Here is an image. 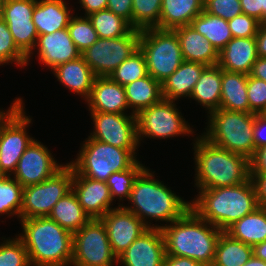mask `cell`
<instances>
[{"instance_id": "cell-37", "label": "cell", "mask_w": 266, "mask_h": 266, "mask_svg": "<svg viewBox=\"0 0 266 266\" xmlns=\"http://www.w3.org/2000/svg\"><path fill=\"white\" fill-rule=\"evenodd\" d=\"M147 65L144 54L140 49L124 60L109 76L123 87L147 75Z\"/></svg>"}, {"instance_id": "cell-29", "label": "cell", "mask_w": 266, "mask_h": 266, "mask_svg": "<svg viewBox=\"0 0 266 266\" xmlns=\"http://www.w3.org/2000/svg\"><path fill=\"white\" fill-rule=\"evenodd\" d=\"M124 88L128 106L134 115L163 99L161 83L149 74L125 85Z\"/></svg>"}, {"instance_id": "cell-22", "label": "cell", "mask_w": 266, "mask_h": 266, "mask_svg": "<svg viewBox=\"0 0 266 266\" xmlns=\"http://www.w3.org/2000/svg\"><path fill=\"white\" fill-rule=\"evenodd\" d=\"M180 42L182 56L185 61H192L206 66L218 64L219 52L191 25L173 29Z\"/></svg>"}, {"instance_id": "cell-14", "label": "cell", "mask_w": 266, "mask_h": 266, "mask_svg": "<svg viewBox=\"0 0 266 266\" xmlns=\"http://www.w3.org/2000/svg\"><path fill=\"white\" fill-rule=\"evenodd\" d=\"M90 113L94 130L88 138L127 150L139 148L136 116L134 114Z\"/></svg>"}, {"instance_id": "cell-28", "label": "cell", "mask_w": 266, "mask_h": 266, "mask_svg": "<svg viewBox=\"0 0 266 266\" xmlns=\"http://www.w3.org/2000/svg\"><path fill=\"white\" fill-rule=\"evenodd\" d=\"M222 69L220 66H207L196 85L193 88L190 98L208 110L207 115L220 108L221 101Z\"/></svg>"}, {"instance_id": "cell-26", "label": "cell", "mask_w": 266, "mask_h": 266, "mask_svg": "<svg viewBox=\"0 0 266 266\" xmlns=\"http://www.w3.org/2000/svg\"><path fill=\"white\" fill-rule=\"evenodd\" d=\"M204 10V0H162L159 29L190 25Z\"/></svg>"}, {"instance_id": "cell-23", "label": "cell", "mask_w": 266, "mask_h": 266, "mask_svg": "<svg viewBox=\"0 0 266 266\" xmlns=\"http://www.w3.org/2000/svg\"><path fill=\"white\" fill-rule=\"evenodd\" d=\"M72 17L64 0H36L32 21L38 35H44L67 28Z\"/></svg>"}, {"instance_id": "cell-53", "label": "cell", "mask_w": 266, "mask_h": 266, "mask_svg": "<svg viewBox=\"0 0 266 266\" xmlns=\"http://www.w3.org/2000/svg\"><path fill=\"white\" fill-rule=\"evenodd\" d=\"M78 3L85 11L84 15L88 16L91 13L106 9L108 0H79Z\"/></svg>"}, {"instance_id": "cell-40", "label": "cell", "mask_w": 266, "mask_h": 266, "mask_svg": "<svg viewBox=\"0 0 266 266\" xmlns=\"http://www.w3.org/2000/svg\"><path fill=\"white\" fill-rule=\"evenodd\" d=\"M13 62L24 68L27 66V56L16 46L7 24L0 19V66Z\"/></svg>"}, {"instance_id": "cell-21", "label": "cell", "mask_w": 266, "mask_h": 266, "mask_svg": "<svg viewBox=\"0 0 266 266\" xmlns=\"http://www.w3.org/2000/svg\"><path fill=\"white\" fill-rule=\"evenodd\" d=\"M257 58L255 37L232 38L219 52L218 65L229 72L249 75Z\"/></svg>"}, {"instance_id": "cell-6", "label": "cell", "mask_w": 266, "mask_h": 266, "mask_svg": "<svg viewBox=\"0 0 266 266\" xmlns=\"http://www.w3.org/2000/svg\"><path fill=\"white\" fill-rule=\"evenodd\" d=\"M207 118L206 132L201 134L205 139L230 152L244 155L249 160L254 156V113L219 108L211 111Z\"/></svg>"}, {"instance_id": "cell-52", "label": "cell", "mask_w": 266, "mask_h": 266, "mask_svg": "<svg viewBox=\"0 0 266 266\" xmlns=\"http://www.w3.org/2000/svg\"><path fill=\"white\" fill-rule=\"evenodd\" d=\"M162 266H203L200 262L188 257L165 255Z\"/></svg>"}, {"instance_id": "cell-46", "label": "cell", "mask_w": 266, "mask_h": 266, "mask_svg": "<svg viewBox=\"0 0 266 266\" xmlns=\"http://www.w3.org/2000/svg\"><path fill=\"white\" fill-rule=\"evenodd\" d=\"M227 22L233 38L255 37L261 23L256 18L243 13L235 16L233 19L228 20Z\"/></svg>"}, {"instance_id": "cell-58", "label": "cell", "mask_w": 266, "mask_h": 266, "mask_svg": "<svg viewBox=\"0 0 266 266\" xmlns=\"http://www.w3.org/2000/svg\"><path fill=\"white\" fill-rule=\"evenodd\" d=\"M6 0H0V19L3 17L4 5Z\"/></svg>"}, {"instance_id": "cell-43", "label": "cell", "mask_w": 266, "mask_h": 266, "mask_svg": "<svg viewBox=\"0 0 266 266\" xmlns=\"http://www.w3.org/2000/svg\"><path fill=\"white\" fill-rule=\"evenodd\" d=\"M36 0H6L2 19L6 24L32 22Z\"/></svg>"}, {"instance_id": "cell-36", "label": "cell", "mask_w": 266, "mask_h": 266, "mask_svg": "<svg viewBox=\"0 0 266 266\" xmlns=\"http://www.w3.org/2000/svg\"><path fill=\"white\" fill-rule=\"evenodd\" d=\"M162 0H133L132 27L137 30L159 28Z\"/></svg>"}, {"instance_id": "cell-18", "label": "cell", "mask_w": 266, "mask_h": 266, "mask_svg": "<svg viewBox=\"0 0 266 266\" xmlns=\"http://www.w3.org/2000/svg\"><path fill=\"white\" fill-rule=\"evenodd\" d=\"M72 190L90 219H101L108 211L117 208H112L113 200L105 181L73 175Z\"/></svg>"}, {"instance_id": "cell-30", "label": "cell", "mask_w": 266, "mask_h": 266, "mask_svg": "<svg viewBox=\"0 0 266 266\" xmlns=\"http://www.w3.org/2000/svg\"><path fill=\"white\" fill-rule=\"evenodd\" d=\"M225 232L233 239L252 247L266 241V207L258 206L252 213L236 221Z\"/></svg>"}, {"instance_id": "cell-33", "label": "cell", "mask_w": 266, "mask_h": 266, "mask_svg": "<svg viewBox=\"0 0 266 266\" xmlns=\"http://www.w3.org/2000/svg\"><path fill=\"white\" fill-rule=\"evenodd\" d=\"M253 255V247L223 231L218 239L212 266H242Z\"/></svg>"}, {"instance_id": "cell-16", "label": "cell", "mask_w": 266, "mask_h": 266, "mask_svg": "<svg viewBox=\"0 0 266 266\" xmlns=\"http://www.w3.org/2000/svg\"><path fill=\"white\" fill-rule=\"evenodd\" d=\"M110 246L117 258L135 241L148 227L133 213L119 203L118 207L108 211L102 218Z\"/></svg>"}, {"instance_id": "cell-31", "label": "cell", "mask_w": 266, "mask_h": 266, "mask_svg": "<svg viewBox=\"0 0 266 266\" xmlns=\"http://www.w3.org/2000/svg\"><path fill=\"white\" fill-rule=\"evenodd\" d=\"M48 217L71 233L80 230L90 220L73 190L58 200Z\"/></svg>"}, {"instance_id": "cell-59", "label": "cell", "mask_w": 266, "mask_h": 266, "mask_svg": "<svg viewBox=\"0 0 266 266\" xmlns=\"http://www.w3.org/2000/svg\"><path fill=\"white\" fill-rule=\"evenodd\" d=\"M263 8V22H266V0H264V7Z\"/></svg>"}, {"instance_id": "cell-51", "label": "cell", "mask_w": 266, "mask_h": 266, "mask_svg": "<svg viewBox=\"0 0 266 266\" xmlns=\"http://www.w3.org/2000/svg\"><path fill=\"white\" fill-rule=\"evenodd\" d=\"M257 196V203L260 207H266V174H250Z\"/></svg>"}, {"instance_id": "cell-60", "label": "cell", "mask_w": 266, "mask_h": 266, "mask_svg": "<svg viewBox=\"0 0 266 266\" xmlns=\"http://www.w3.org/2000/svg\"><path fill=\"white\" fill-rule=\"evenodd\" d=\"M6 177V174L3 172V170L0 168V180Z\"/></svg>"}, {"instance_id": "cell-27", "label": "cell", "mask_w": 266, "mask_h": 266, "mask_svg": "<svg viewBox=\"0 0 266 266\" xmlns=\"http://www.w3.org/2000/svg\"><path fill=\"white\" fill-rule=\"evenodd\" d=\"M220 108L249 113L247 74L222 69Z\"/></svg>"}, {"instance_id": "cell-15", "label": "cell", "mask_w": 266, "mask_h": 266, "mask_svg": "<svg viewBox=\"0 0 266 266\" xmlns=\"http://www.w3.org/2000/svg\"><path fill=\"white\" fill-rule=\"evenodd\" d=\"M50 152L48 147L34 139L19 159L14 178L26 187L53 177L65 164H58Z\"/></svg>"}, {"instance_id": "cell-54", "label": "cell", "mask_w": 266, "mask_h": 266, "mask_svg": "<svg viewBox=\"0 0 266 266\" xmlns=\"http://www.w3.org/2000/svg\"><path fill=\"white\" fill-rule=\"evenodd\" d=\"M255 39L258 57L266 58V22L260 23Z\"/></svg>"}, {"instance_id": "cell-10", "label": "cell", "mask_w": 266, "mask_h": 266, "mask_svg": "<svg viewBox=\"0 0 266 266\" xmlns=\"http://www.w3.org/2000/svg\"><path fill=\"white\" fill-rule=\"evenodd\" d=\"M179 111L174 101L166 99L139 111L135 115L138 143L143 137L166 139L193 134V128Z\"/></svg>"}, {"instance_id": "cell-20", "label": "cell", "mask_w": 266, "mask_h": 266, "mask_svg": "<svg viewBox=\"0 0 266 266\" xmlns=\"http://www.w3.org/2000/svg\"><path fill=\"white\" fill-rule=\"evenodd\" d=\"M89 112L127 114L129 109L125 88L109 77H95L89 97Z\"/></svg>"}, {"instance_id": "cell-45", "label": "cell", "mask_w": 266, "mask_h": 266, "mask_svg": "<svg viewBox=\"0 0 266 266\" xmlns=\"http://www.w3.org/2000/svg\"><path fill=\"white\" fill-rule=\"evenodd\" d=\"M204 11L227 21L242 14L240 0H204Z\"/></svg>"}, {"instance_id": "cell-25", "label": "cell", "mask_w": 266, "mask_h": 266, "mask_svg": "<svg viewBox=\"0 0 266 266\" xmlns=\"http://www.w3.org/2000/svg\"><path fill=\"white\" fill-rule=\"evenodd\" d=\"M52 73L65 88L77 93L84 100L89 97L95 75L81 56L59 65Z\"/></svg>"}, {"instance_id": "cell-47", "label": "cell", "mask_w": 266, "mask_h": 266, "mask_svg": "<svg viewBox=\"0 0 266 266\" xmlns=\"http://www.w3.org/2000/svg\"><path fill=\"white\" fill-rule=\"evenodd\" d=\"M133 0H108L106 9L127 20L132 26Z\"/></svg>"}, {"instance_id": "cell-38", "label": "cell", "mask_w": 266, "mask_h": 266, "mask_svg": "<svg viewBox=\"0 0 266 266\" xmlns=\"http://www.w3.org/2000/svg\"><path fill=\"white\" fill-rule=\"evenodd\" d=\"M144 168L143 164L137 161L131 168L111 174L106 183L113 201L117 197L120 201L124 198L129 200L134 180Z\"/></svg>"}, {"instance_id": "cell-42", "label": "cell", "mask_w": 266, "mask_h": 266, "mask_svg": "<svg viewBox=\"0 0 266 266\" xmlns=\"http://www.w3.org/2000/svg\"><path fill=\"white\" fill-rule=\"evenodd\" d=\"M9 31L13 36L16 46L27 56V65L37 42L38 32L35 24L21 23V24H7Z\"/></svg>"}, {"instance_id": "cell-9", "label": "cell", "mask_w": 266, "mask_h": 266, "mask_svg": "<svg viewBox=\"0 0 266 266\" xmlns=\"http://www.w3.org/2000/svg\"><path fill=\"white\" fill-rule=\"evenodd\" d=\"M22 98H16L0 118V168L11 176L26 148L34 140L27 129L32 121L26 116Z\"/></svg>"}, {"instance_id": "cell-32", "label": "cell", "mask_w": 266, "mask_h": 266, "mask_svg": "<svg viewBox=\"0 0 266 266\" xmlns=\"http://www.w3.org/2000/svg\"><path fill=\"white\" fill-rule=\"evenodd\" d=\"M220 52L233 38L227 20L202 11L190 24Z\"/></svg>"}, {"instance_id": "cell-55", "label": "cell", "mask_w": 266, "mask_h": 266, "mask_svg": "<svg viewBox=\"0 0 266 266\" xmlns=\"http://www.w3.org/2000/svg\"><path fill=\"white\" fill-rule=\"evenodd\" d=\"M250 75L266 81V58L258 57L253 64Z\"/></svg>"}, {"instance_id": "cell-24", "label": "cell", "mask_w": 266, "mask_h": 266, "mask_svg": "<svg viewBox=\"0 0 266 266\" xmlns=\"http://www.w3.org/2000/svg\"><path fill=\"white\" fill-rule=\"evenodd\" d=\"M206 67L184 60L178 69L161 83L163 99L174 102L182 97L190 99L193 88Z\"/></svg>"}, {"instance_id": "cell-57", "label": "cell", "mask_w": 266, "mask_h": 266, "mask_svg": "<svg viewBox=\"0 0 266 266\" xmlns=\"http://www.w3.org/2000/svg\"><path fill=\"white\" fill-rule=\"evenodd\" d=\"M242 266H266V262L252 255V257Z\"/></svg>"}, {"instance_id": "cell-17", "label": "cell", "mask_w": 266, "mask_h": 266, "mask_svg": "<svg viewBox=\"0 0 266 266\" xmlns=\"http://www.w3.org/2000/svg\"><path fill=\"white\" fill-rule=\"evenodd\" d=\"M165 252L160 228H148L118 257L122 266H162Z\"/></svg>"}, {"instance_id": "cell-34", "label": "cell", "mask_w": 266, "mask_h": 266, "mask_svg": "<svg viewBox=\"0 0 266 266\" xmlns=\"http://www.w3.org/2000/svg\"><path fill=\"white\" fill-rule=\"evenodd\" d=\"M87 17L96 30L98 38H119L134 29L127 20L108 9L91 13Z\"/></svg>"}, {"instance_id": "cell-1", "label": "cell", "mask_w": 266, "mask_h": 266, "mask_svg": "<svg viewBox=\"0 0 266 266\" xmlns=\"http://www.w3.org/2000/svg\"><path fill=\"white\" fill-rule=\"evenodd\" d=\"M166 255L188 257L212 266L223 231L202 219L192 208L170 224H161Z\"/></svg>"}, {"instance_id": "cell-7", "label": "cell", "mask_w": 266, "mask_h": 266, "mask_svg": "<svg viewBox=\"0 0 266 266\" xmlns=\"http://www.w3.org/2000/svg\"><path fill=\"white\" fill-rule=\"evenodd\" d=\"M83 142L77 158L68 163L73 175L106 182L112 173L129 169L138 161V150L122 149L92 138Z\"/></svg>"}, {"instance_id": "cell-3", "label": "cell", "mask_w": 266, "mask_h": 266, "mask_svg": "<svg viewBox=\"0 0 266 266\" xmlns=\"http://www.w3.org/2000/svg\"><path fill=\"white\" fill-rule=\"evenodd\" d=\"M194 142V184L198 190L239 185L250 178V160L246 156L218 147L202 135Z\"/></svg>"}, {"instance_id": "cell-41", "label": "cell", "mask_w": 266, "mask_h": 266, "mask_svg": "<svg viewBox=\"0 0 266 266\" xmlns=\"http://www.w3.org/2000/svg\"><path fill=\"white\" fill-rule=\"evenodd\" d=\"M15 237L0 243V266H31L23 242Z\"/></svg>"}, {"instance_id": "cell-50", "label": "cell", "mask_w": 266, "mask_h": 266, "mask_svg": "<svg viewBox=\"0 0 266 266\" xmlns=\"http://www.w3.org/2000/svg\"><path fill=\"white\" fill-rule=\"evenodd\" d=\"M250 174H266V145L257 149L250 159Z\"/></svg>"}, {"instance_id": "cell-19", "label": "cell", "mask_w": 266, "mask_h": 266, "mask_svg": "<svg viewBox=\"0 0 266 266\" xmlns=\"http://www.w3.org/2000/svg\"><path fill=\"white\" fill-rule=\"evenodd\" d=\"M38 59L43 65L51 68V71L68 61L75 60L81 56V52L70 37L67 28L39 35L35 45Z\"/></svg>"}, {"instance_id": "cell-48", "label": "cell", "mask_w": 266, "mask_h": 266, "mask_svg": "<svg viewBox=\"0 0 266 266\" xmlns=\"http://www.w3.org/2000/svg\"><path fill=\"white\" fill-rule=\"evenodd\" d=\"M253 136L256 150L266 145V113L255 114Z\"/></svg>"}, {"instance_id": "cell-5", "label": "cell", "mask_w": 266, "mask_h": 266, "mask_svg": "<svg viewBox=\"0 0 266 266\" xmlns=\"http://www.w3.org/2000/svg\"><path fill=\"white\" fill-rule=\"evenodd\" d=\"M18 238L25 246L31 266H71L73 233L48 216L20 219Z\"/></svg>"}, {"instance_id": "cell-61", "label": "cell", "mask_w": 266, "mask_h": 266, "mask_svg": "<svg viewBox=\"0 0 266 266\" xmlns=\"http://www.w3.org/2000/svg\"><path fill=\"white\" fill-rule=\"evenodd\" d=\"M7 110H0V118L6 113Z\"/></svg>"}, {"instance_id": "cell-56", "label": "cell", "mask_w": 266, "mask_h": 266, "mask_svg": "<svg viewBox=\"0 0 266 266\" xmlns=\"http://www.w3.org/2000/svg\"><path fill=\"white\" fill-rule=\"evenodd\" d=\"M253 255L266 262V241L253 246Z\"/></svg>"}, {"instance_id": "cell-12", "label": "cell", "mask_w": 266, "mask_h": 266, "mask_svg": "<svg viewBox=\"0 0 266 266\" xmlns=\"http://www.w3.org/2000/svg\"><path fill=\"white\" fill-rule=\"evenodd\" d=\"M73 168L66 165L53 177L23 187L20 219L48 216L59 199L72 190Z\"/></svg>"}, {"instance_id": "cell-2", "label": "cell", "mask_w": 266, "mask_h": 266, "mask_svg": "<svg viewBox=\"0 0 266 266\" xmlns=\"http://www.w3.org/2000/svg\"><path fill=\"white\" fill-rule=\"evenodd\" d=\"M150 171L145 167L138 174L128 200L132 205L123 207L133 212L148 228H161L150 221L155 219L170 224L191 208V202L173 193L162 181L155 179L154 172Z\"/></svg>"}, {"instance_id": "cell-4", "label": "cell", "mask_w": 266, "mask_h": 266, "mask_svg": "<svg viewBox=\"0 0 266 266\" xmlns=\"http://www.w3.org/2000/svg\"><path fill=\"white\" fill-rule=\"evenodd\" d=\"M198 191L196 198L191 200V208L221 231H226L258 207L251 178L239 185Z\"/></svg>"}, {"instance_id": "cell-49", "label": "cell", "mask_w": 266, "mask_h": 266, "mask_svg": "<svg viewBox=\"0 0 266 266\" xmlns=\"http://www.w3.org/2000/svg\"><path fill=\"white\" fill-rule=\"evenodd\" d=\"M242 13L263 22L264 0H240Z\"/></svg>"}, {"instance_id": "cell-44", "label": "cell", "mask_w": 266, "mask_h": 266, "mask_svg": "<svg viewBox=\"0 0 266 266\" xmlns=\"http://www.w3.org/2000/svg\"><path fill=\"white\" fill-rule=\"evenodd\" d=\"M249 113H266V81L247 75Z\"/></svg>"}, {"instance_id": "cell-39", "label": "cell", "mask_w": 266, "mask_h": 266, "mask_svg": "<svg viewBox=\"0 0 266 266\" xmlns=\"http://www.w3.org/2000/svg\"><path fill=\"white\" fill-rule=\"evenodd\" d=\"M67 29L73 43L81 53L98 40L97 32L87 16H73Z\"/></svg>"}, {"instance_id": "cell-8", "label": "cell", "mask_w": 266, "mask_h": 266, "mask_svg": "<svg viewBox=\"0 0 266 266\" xmlns=\"http://www.w3.org/2000/svg\"><path fill=\"white\" fill-rule=\"evenodd\" d=\"M139 49L144 54L147 73L160 83L184 61L177 34L171 29L140 30Z\"/></svg>"}, {"instance_id": "cell-11", "label": "cell", "mask_w": 266, "mask_h": 266, "mask_svg": "<svg viewBox=\"0 0 266 266\" xmlns=\"http://www.w3.org/2000/svg\"><path fill=\"white\" fill-rule=\"evenodd\" d=\"M118 258L113 253L106 227L101 219H90L73 233V266H114Z\"/></svg>"}, {"instance_id": "cell-35", "label": "cell", "mask_w": 266, "mask_h": 266, "mask_svg": "<svg viewBox=\"0 0 266 266\" xmlns=\"http://www.w3.org/2000/svg\"><path fill=\"white\" fill-rule=\"evenodd\" d=\"M23 186L13 177L6 176L0 180V215H14L20 220Z\"/></svg>"}, {"instance_id": "cell-13", "label": "cell", "mask_w": 266, "mask_h": 266, "mask_svg": "<svg viewBox=\"0 0 266 266\" xmlns=\"http://www.w3.org/2000/svg\"><path fill=\"white\" fill-rule=\"evenodd\" d=\"M139 40L140 30L137 29L119 38H98L81 53V57L95 77H109L124 60L139 49Z\"/></svg>"}]
</instances>
